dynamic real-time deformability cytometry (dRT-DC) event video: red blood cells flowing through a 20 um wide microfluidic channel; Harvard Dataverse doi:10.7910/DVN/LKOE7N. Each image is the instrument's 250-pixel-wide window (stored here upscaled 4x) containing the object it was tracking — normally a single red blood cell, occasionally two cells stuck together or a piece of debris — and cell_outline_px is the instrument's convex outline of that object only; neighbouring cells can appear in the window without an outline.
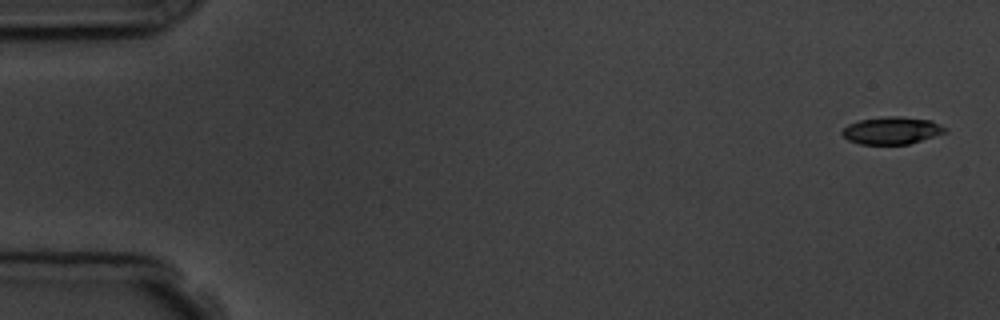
{"species": "common noctule bat (a hibernating species)", "species_latin": "Nyctalus noctula", "temperature_condition": "room temperature", "stored_images_in_passage": 8, "camera_frame_rate_fps": 3000, "um_per_image_px": 0.085, "animal": {"sex": "male", "body_mass_g": 19.5, "forearm_length_mm": 54.6}, "frame": {"image": 1, "passage_image": 1, "time_ms": 0.0, "image_size_px": [1000, 320], "cell_outline_px": [[948, 132], [908, 144], [860, 144], [848, 140], [840, 132], [848, 124], [860, 120], [884, 116], [900, 116], [932, 120], [948, 128]], "centroid_in_image_um": [75.83, 11.08], "position_along_channel_um": 9.2, "area_um2": 16.53}}
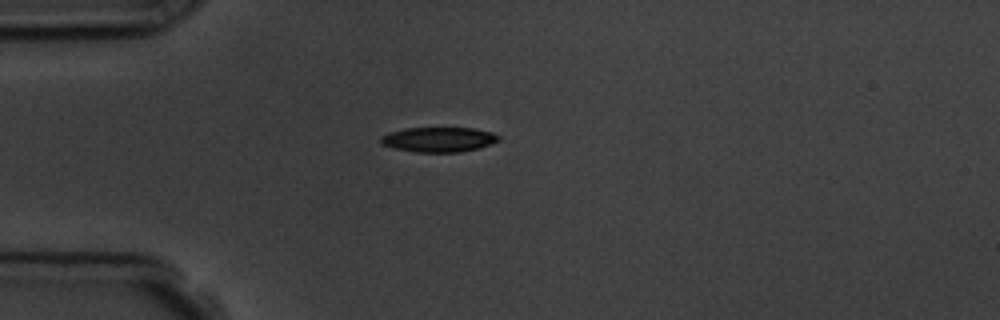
{"frame": {"image": 2, "passage_image": 4, "time_ms": 4.333, "image_size_px": [1000, 320], "cell_outline_px": [[500, 140], [476, 148], [460, 152], [416, 152], [396, 148], [380, 144], [380, 136], [388, 132], [404, 128], [472, 128], [492, 132], [500, 136]], "centroid_in_image_um": [37.24, 11.85], "position_along_channel_um": 47.8, "area_um2": 16.99}}